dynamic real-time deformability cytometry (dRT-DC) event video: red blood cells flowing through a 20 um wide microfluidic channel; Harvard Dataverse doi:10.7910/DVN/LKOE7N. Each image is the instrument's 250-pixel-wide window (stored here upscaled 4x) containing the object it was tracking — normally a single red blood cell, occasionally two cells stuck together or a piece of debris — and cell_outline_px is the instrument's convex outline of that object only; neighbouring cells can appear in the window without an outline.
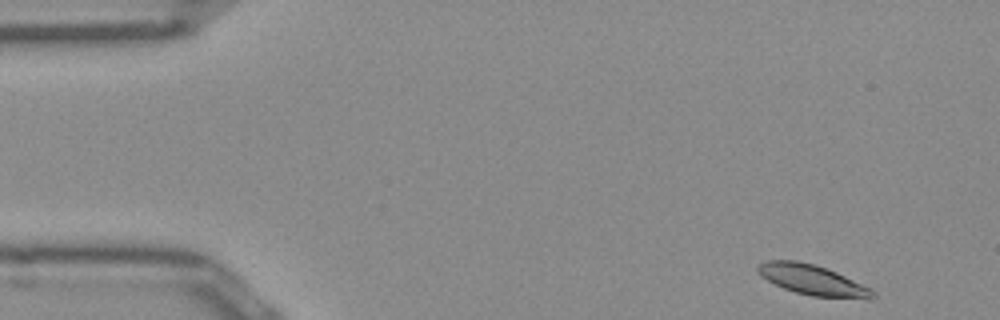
{"species": "Egyptian fruit bat (a non-hibernating species)", "species_latin": "Rousettus aegyptiacus", "temperature_condition": "room temperature", "stored_images_in_passage": 48, "camera_frame_rate_fps": 3000, "um_per_image_px": 0.085, "frame": {"image": 1, "passage_image": 1, "time_ms": 0.0, "image_size_px": [1000, 320], "cell_outline_px": [[876, 296], [872, 300], [868, 300], [812, 296], [796, 292], [784, 288], [760, 276], [756, 272], [756, 264], [764, 260], [796, 260], [812, 264], [836, 272], [872, 288], [876, 292]], "centroid_in_image_um": [69.1, 23.81], "position_along_channel_um": 15.9, "area_um2": 20.58}}
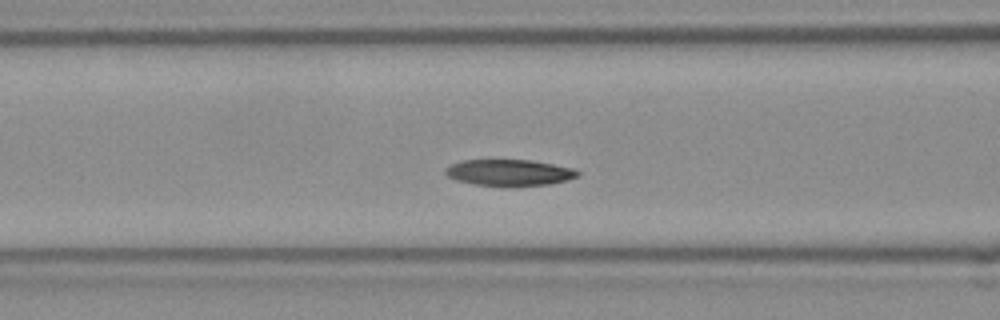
{"frame": {"image": 2, "passage_image": 17, "time_ms": 5.333, "image_size_px": [1000, 320], "cell_outline_px": [[580, 176], [568, 180], [548, 184], [512, 188], [508, 188], [472, 184], [456, 180], [448, 176], [444, 172], [444, 168], [452, 164], [464, 160], [532, 160], [572, 168], [580, 172]], "centroid_in_image_um": [43.29, 14.7], "position_along_channel_um": 123.3, "area_um2": 20.81}}
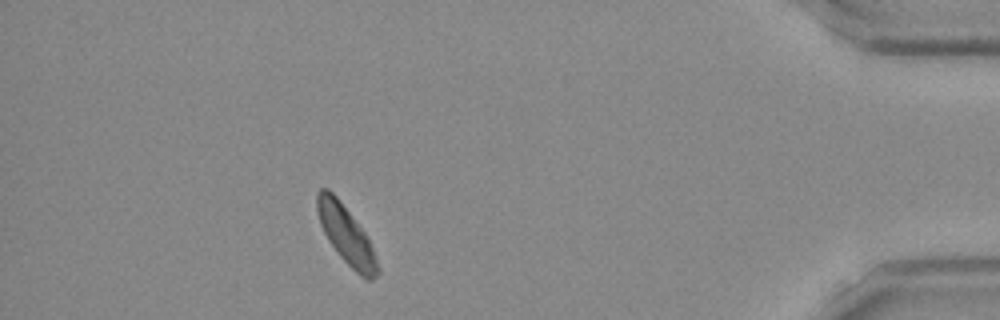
{"frame": {"image": 3, "passage_image": 43, "time_ms": 14.0, "image_size_px": [1000, 320], "cell_outline_px": [[380, 272], [372, 280], [368, 280], [360, 276], [340, 256], [328, 240], [320, 224], [316, 212], [316, 192], [320, 188], [328, 188], [336, 196], [364, 232], [372, 248], [380, 268]], "centroid_in_image_um": [29.4, 19.96], "position_along_channel_um": 405.8, "area_um2": 20.23}, "authors_computed_cell_mechanics": {"area_um2": 20.4901, "velocity_mm_per_s": 3.8998, "shape_relaxation_time_tau1_ms": 3.9235, "shape_relaxation_time_tau2_ms": 3.8557, "deformation_change_tau1": 0.1099, "deformation_change_tau2": 0.0831}}